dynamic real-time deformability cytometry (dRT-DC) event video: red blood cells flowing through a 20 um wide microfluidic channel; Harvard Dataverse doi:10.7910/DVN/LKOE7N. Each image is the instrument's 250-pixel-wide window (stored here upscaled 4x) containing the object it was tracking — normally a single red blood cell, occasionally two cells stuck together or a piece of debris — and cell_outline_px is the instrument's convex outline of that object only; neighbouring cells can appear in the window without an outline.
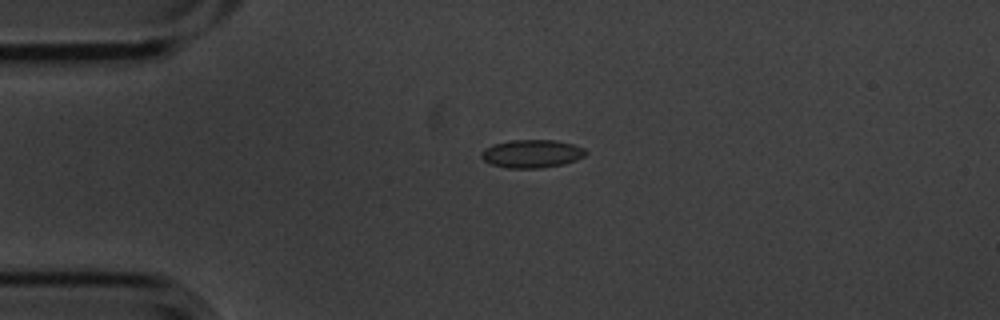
{"species": "common noctule bat (a hibernating species)", "species_latin": "Nyctalus noctula", "temperature_condition": "cold", "stored_images_in_passage": 4, "camera_frame_rate_fps": 3000, "um_per_image_px": 0.085, "animal": {"sex": "male", "body_mass_g": 20.1, "forearm_length_mm": 53.5}, "frame": {"image": 1, "passage_image": 2, "time_ms": 0.333, "image_size_px": [1000, 320], "cell_outline_px": [[588, 152], [584, 156], [576, 160], [564, 164], [540, 168], [508, 168], [492, 164], [484, 160], [480, 156], [480, 152], [484, 148], [496, 144], [512, 140], [556, 140], [572, 144], [584, 148]], "centroid_in_image_um": [45.22, 13.07], "position_along_channel_um": 39.8, "area_um2": 17.05}}
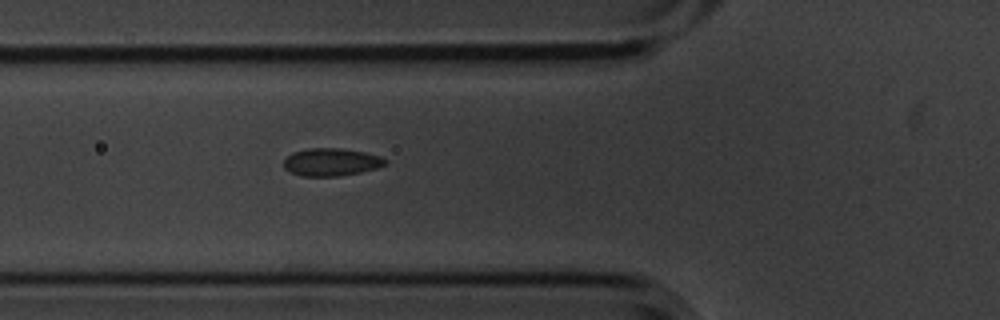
{"frame": {"image": 2, "passage_image": 4, "time_ms": 1.0, "image_size_px": [1000, 320], "cell_outline_px": [[388, 160], [384, 164], [376, 168], [360, 172], [336, 176], [300, 176], [288, 172], [284, 168], [284, 160], [292, 152], [308, 148], [340, 148], [364, 152], [380, 156]], "centroid_in_image_um": [28.11, 13.77], "position_along_channel_um": 97.7, "area_um2": 16.36}}